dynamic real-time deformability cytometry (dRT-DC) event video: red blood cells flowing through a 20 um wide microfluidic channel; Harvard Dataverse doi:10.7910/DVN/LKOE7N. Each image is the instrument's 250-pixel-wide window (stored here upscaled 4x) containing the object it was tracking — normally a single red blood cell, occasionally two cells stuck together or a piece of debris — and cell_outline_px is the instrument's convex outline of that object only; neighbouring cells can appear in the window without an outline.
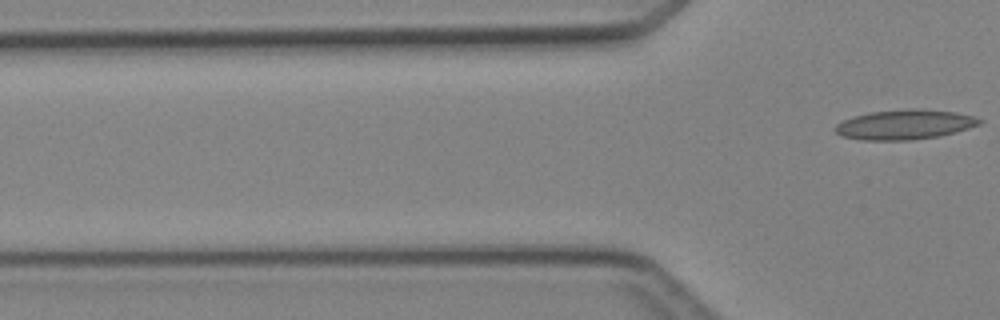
{"species": "Egyptian fruit bat (a non-hibernating species)", "species_latin": "Rousettus aegyptiacus", "temperature_condition": "cold", "stored_images_in_passage": 4, "camera_frame_rate_fps": 3000, "um_per_image_px": 0.085, "animal": {"sex": "female"}, "frame": {"image": 1, "passage_image": 4, "time_ms": 4.333, "image_size_px": [1000, 320], "cell_outline_px": [[984, 120], [980, 124], [956, 132], [940, 136], [912, 140], [860, 140], [840, 136], [836, 132], [836, 124], [844, 120], [856, 116], [872, 112], [908, 108], [920, 108], [956, 112], [972, 116]], "centroid_in_image_um": [76.93, 10.59], "position_along_channel_um": 48.9, "area_um2": 25.09}}